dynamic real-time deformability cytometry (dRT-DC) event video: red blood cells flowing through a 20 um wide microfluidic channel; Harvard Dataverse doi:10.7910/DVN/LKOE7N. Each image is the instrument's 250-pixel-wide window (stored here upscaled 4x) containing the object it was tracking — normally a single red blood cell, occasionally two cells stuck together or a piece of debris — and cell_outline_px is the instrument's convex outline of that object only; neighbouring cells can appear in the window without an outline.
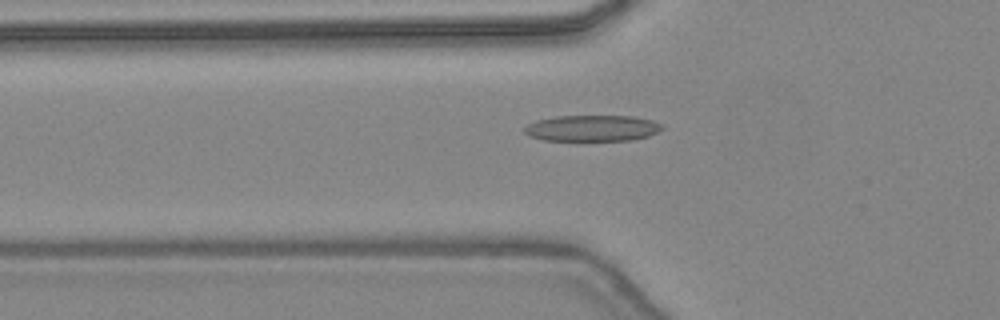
{"species": "common noctule bat (a hibernating species)", "species_latin": "Nyctalus noctula", "temperature_condition": "warm", "stored_images_in_passage": 48, "camera_frame_rate_fps": 3000, "um_per_image_px": 0.085, "animal": {"sex": "female", "body_mass_g": 24.6, "forearm_length_mm": 56.2}, "frame": {"image": 1, "passage_image": 18, "time_ms": 5.667, "image_size_px": [1000, 320], "cell_outline_px": [[664, 128], [648, 136], [628, 140], [544, 140], [528, 136], [524, 132], [524, 128], [528, 124], [536, 120], [556, 116], [632, 116], [652, 120], [664, 124]], "centroid_in_image_um": [50.33, 10.89], "position_along_channel_um": 75.5, "area_um2": 20.92}}
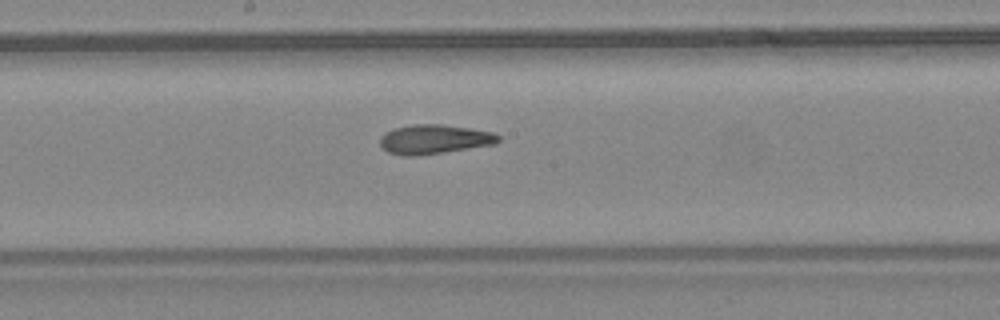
{"frame": {"image": 2, "passage_image": 27, "time_ms": 8.667, "image_size_px": [1000, 320], "cell_outline_px": [[500, 140], [496, 144], [416, 156], [404, 156], [388, 152], [380, 144], [380, 136], [384, 132], [392, 128], [412, 124], [440, 124], [468, 128], [492, 132], [500, 136]], "centroid_in_image_um": [36.88, 11.83], "position_along_channel_um": 211.3, "area_um2": 20.23}}
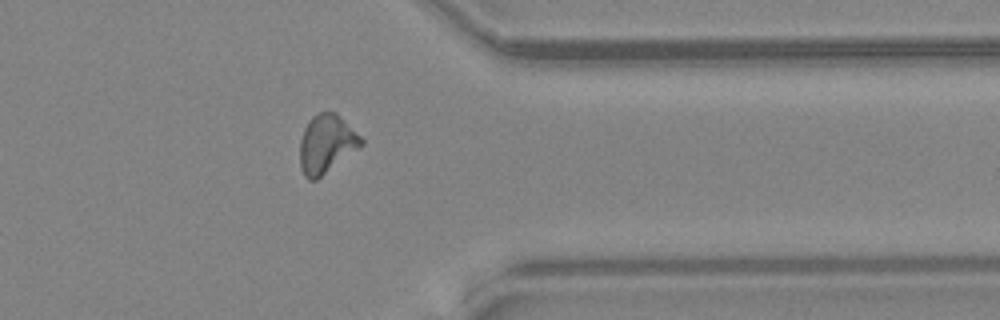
{"frame": {"image": 3, "passage_image": 39, "time_ms": 12.667, "image_size_px": [1000, 320], "cell_outline_px": [[364, 144], [316, 180], [308, 180], [304, 176], [300, 168], [300, 140], [304, 128], [308, 120], [316, 112], [336, 112], [364, 140]], "centroid_in_image_um": [27.72, 12.23], "position_along_channel_um": 383.7, "area_um2": 20.87}, "authors_computed_cell_mechanics": {"area_um2": 20.3167, "velocity_mm_per_s": 4.5005, "shape_relaxation_time_tau1_ms": null, "shape_relaxation_time_tau2_ms": 2.6519, "deformation_change_tau1": null, "deformation_change_tau2": 0.113}}